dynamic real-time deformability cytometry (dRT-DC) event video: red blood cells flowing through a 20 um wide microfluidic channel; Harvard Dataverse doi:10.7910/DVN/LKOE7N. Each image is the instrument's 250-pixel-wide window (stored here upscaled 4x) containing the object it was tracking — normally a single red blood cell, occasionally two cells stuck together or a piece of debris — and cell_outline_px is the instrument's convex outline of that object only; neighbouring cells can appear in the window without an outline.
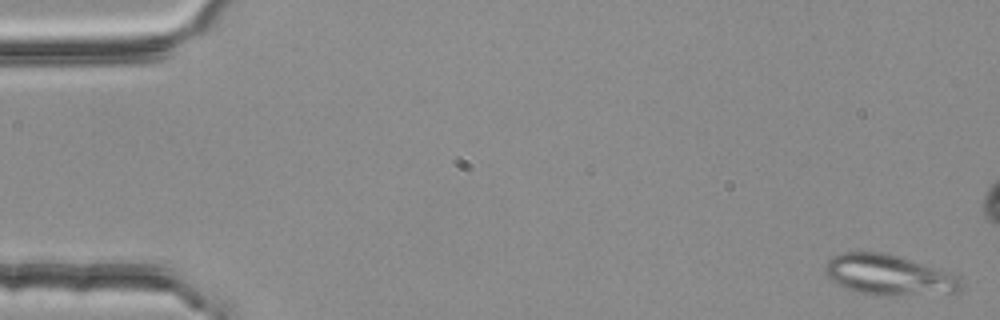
{"species": "common noctule bat (a hibernating species)", "species_latin": "Nyctalus noctula", "temperature_condition": "room temperature", "stored_images_in_passage": 6, "camera_frame_rate_fps": 3000, "um_per_image_px": 0.085, "animal": {"sex": "female", "body_mass_g": 25.1}, "frame": {"image": 1, "passage_image": 1, "time_ms": 0.0, "image_size_px": [1000, 320], "cell_outline_px": [[964, 288], [960, 292], [888, 296], [872, 296], [856, 292], [836, 284], [824, 272], [824, 268], [828, 260], [832, 256], [840, 252], [884, 252], [924, 264], [960, 276], [964, 280]], "centroid_in_image_um": [75.57, 23.39], "position_along_channel_um": 9.4, "area_um2": 32.54}}